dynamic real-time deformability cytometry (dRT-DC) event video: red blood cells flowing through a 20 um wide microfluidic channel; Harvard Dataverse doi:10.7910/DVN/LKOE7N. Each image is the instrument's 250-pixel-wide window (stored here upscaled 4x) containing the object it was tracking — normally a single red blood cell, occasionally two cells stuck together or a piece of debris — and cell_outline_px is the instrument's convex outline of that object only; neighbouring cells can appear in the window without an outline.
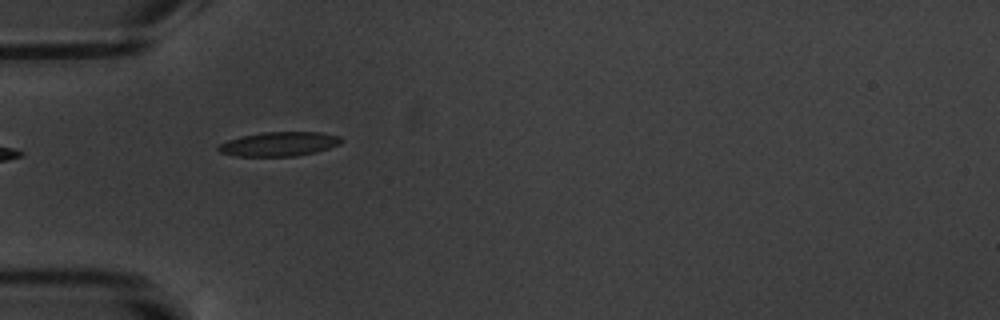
{"species": "common noctule bat (a hibernating species)", "species_latin": "Nyctalus noctula", "temperature_condition": "warm", "stored_images_in_passage": 7, "camera_frame_rate_fps": 3000, "um_per_image_px": 0.085, "animal": {"sex": "male", "body_mass_g": 20.1, "forearm_length_mm": 53.5}, "frame": {"image": 1, "passage_image": 6, "time_ms": 6.0, "image_size_px": [1000, 320], "cell_outline_px": [[344, 140], [340, 144], [316, 152], [296, 156], [236, 156], [220, 152], [216, 148], [220, 144], [228, 140], [240, 136], [260, 132], [320, 132], [340, 136]], "centroid_in_image_um": [23.73, 12.23], "position_along_channel_um": 61.3, "area_um2": 17.46}}